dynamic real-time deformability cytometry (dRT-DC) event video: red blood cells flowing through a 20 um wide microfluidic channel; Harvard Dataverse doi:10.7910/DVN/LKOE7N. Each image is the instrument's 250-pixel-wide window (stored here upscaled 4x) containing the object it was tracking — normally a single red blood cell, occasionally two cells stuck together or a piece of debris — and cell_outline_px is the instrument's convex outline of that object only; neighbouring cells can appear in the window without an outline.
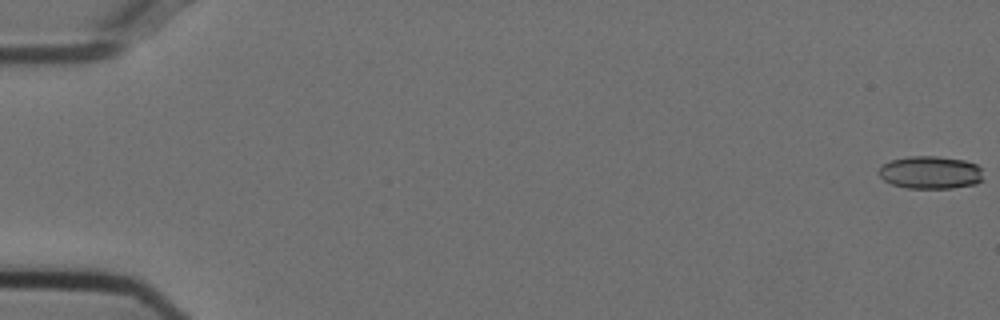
{"species": "Egyptian fruit bat (a non-hibernating species)", "species_latin": "Rousettus aegyptiacus", "temperature_condition": "cold", "stored_images_in_passage": 14, "segment_of_instrument_passage": [1, 2], "camera_frame_rate_fps": 3000, "um_per_image_px": 0.085, "animal": {"sex": "female"}, "frame": {"image": 1, "passage_image": 1, "time_ms": 0.0, "image_size_px": [1000, 320], "cell_outline_px": [[984, 180], [976, 184], [952, 188], [908, 188], [892, 184], [884, 180], [880, 176], [880, 168], [884, 164], [892, 160], [908, 156], [936, 156], [964, 160], [976, 164], [980, 168]], "centroid_in_image_um": [79.13, 14.66], "position_along_channel_um": 5.9, "area_um2": 19.88}}